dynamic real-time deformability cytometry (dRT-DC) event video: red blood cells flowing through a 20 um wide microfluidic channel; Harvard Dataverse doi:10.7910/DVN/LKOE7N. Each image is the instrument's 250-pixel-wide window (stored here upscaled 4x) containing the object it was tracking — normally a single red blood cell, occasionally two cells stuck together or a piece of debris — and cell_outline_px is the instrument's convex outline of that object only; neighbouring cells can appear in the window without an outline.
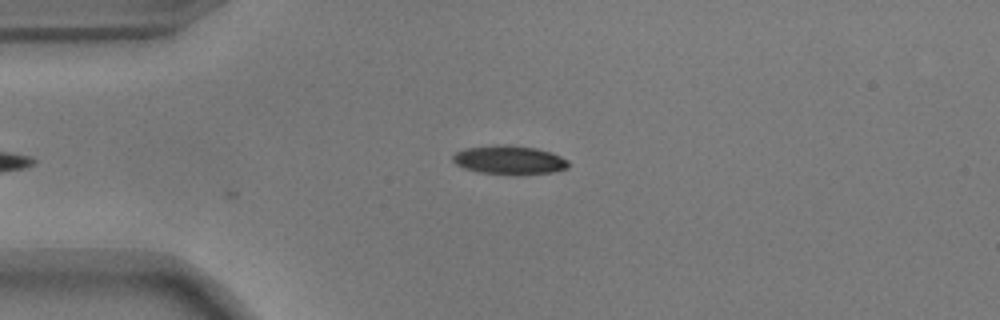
{"species": "common noctule bat (a hibernating species)", "species_latin": "Nyctalus noctula", "temperature_condition": "warm", "stored_images_in_passage": 4, "camera_frame_rate_fps": 3000, "um_per_image_px": 0.085, "animal": {"sex": "male", "body_mass_g": 17.9}, "frame": {"image": 1, "passage_image": 1, "time_ms": 0.0, "image_size_px": [1000, 320], "cell_outline_px": [[568, 168], [552, 172], [516, 176], [480, 172], [464, 168], [456, 164], [452, 160], [452, 156], [456, 152], [464, 148], [496, 144], [508, 144], [536, 148], [552, 152], [568, 160]], "centroid_in_image_um": [43.29, 13.6], "position_along_channel_um": 41.7, "area_um2": 19.83}}